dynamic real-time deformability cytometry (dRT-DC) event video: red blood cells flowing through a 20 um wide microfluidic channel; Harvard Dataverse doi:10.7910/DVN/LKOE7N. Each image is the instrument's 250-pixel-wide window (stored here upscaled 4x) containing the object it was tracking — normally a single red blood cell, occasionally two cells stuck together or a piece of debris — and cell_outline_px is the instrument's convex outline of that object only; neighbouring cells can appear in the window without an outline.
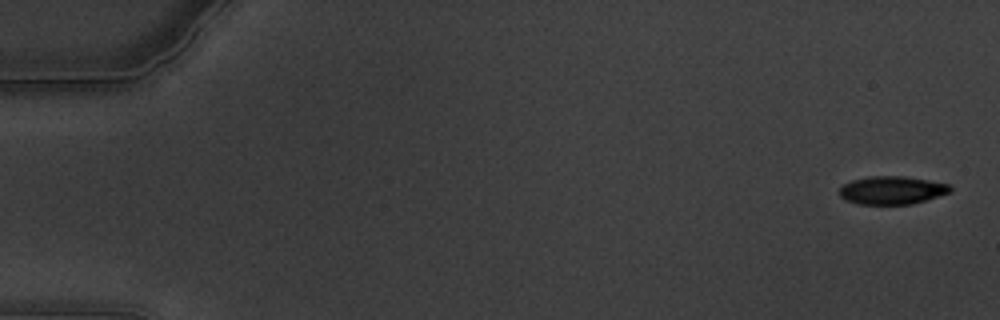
{"species": "common noctule bat (a hibernating species)", "species_latin": "Nyctalus noctula", "temperature_condition": "warm", "stored_images_in_passage": 61, "camera_frame_rate_fps": 3000, "um_per_image_px": 0.085, "animal": {"sex": "male", "body_mass_g": 19.5, "forearm_length_mm": 54.6}, "frame": {"image": 1, "passage_image": 2, "time_ms": 0.333, "image_size_px": [1000, 320], "cell_outline_px": [[952, 192], [912, 204], [860, 204], [844, 200], [840, 196], [840, 188], [844, 184], [852, 180], [868, 176], [904, 176], [952, 184]], "centroid_in_image_um": [75.84, 16.16], "position_along_channel_um": 9.2, "area_um2": 18.26}}
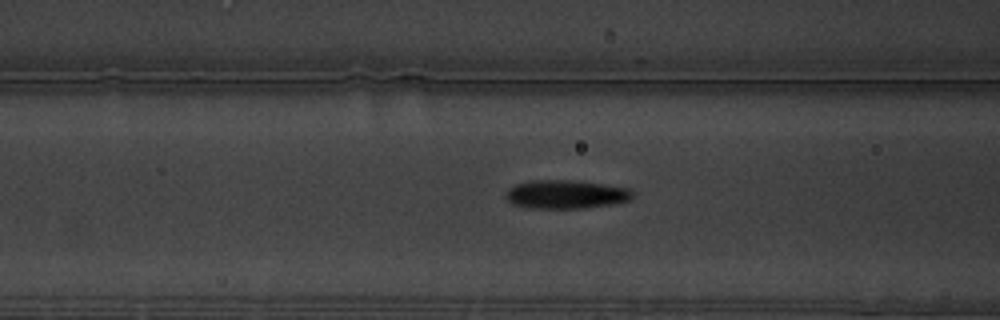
{"frame": {"image": 2, "passage_image": 25, "time_ms": 8.0, "image_size_px": [1000, 320], "cell_outline_px": [[636, 192], [628, 200], [612, 204], [584, 208], [532, 208], [512, 204], [504, 196], [508, 188], [516, 184], [532, 180], [572, 180], [604, 184], [632, 188]], "centroid_in_image_um": [48.12, 16.51], "position_along_channel_um": 118.5, "area_um2": 21.27}}
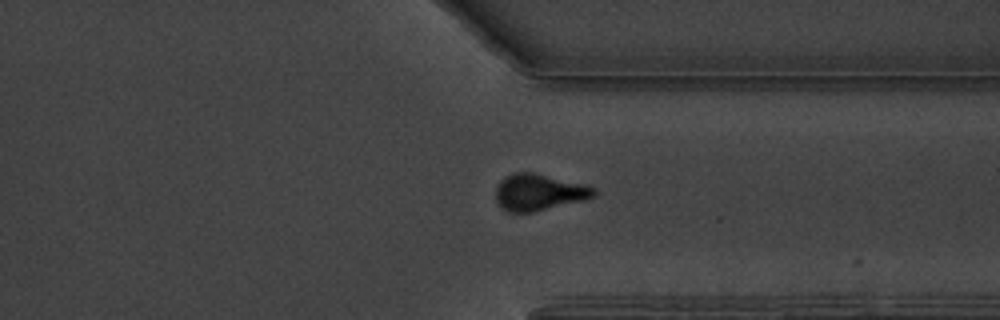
{"frame": {"image": 3, "passage_image": 47, "time_ms": 15.333, "image_size_px": [1000, 320], "cell_outline_px": [[596, 196], [584, 200], [532, 212], [508, 212], [500, 208], [496, 200], [496, 184], [504, 176], [512, 172], [532, 172], [588, 184], [596, 188]], "centroid_in_image_um": [45.8, 16.32], "position_along_channel_um": 365.6, "area_um2": 21.27}, "authors_computed_cell_mechanics": {"area_um2": 20.4612, "velocity_mm_per_s": 3.3715, "shape_relaxation_time_tau1_ms": 3.586, "shape_relaxation_time_tau2_ms": 1.9333, "deformation_change_tau1": 0.1617, "deformation_change_tau2": 0.0826}}